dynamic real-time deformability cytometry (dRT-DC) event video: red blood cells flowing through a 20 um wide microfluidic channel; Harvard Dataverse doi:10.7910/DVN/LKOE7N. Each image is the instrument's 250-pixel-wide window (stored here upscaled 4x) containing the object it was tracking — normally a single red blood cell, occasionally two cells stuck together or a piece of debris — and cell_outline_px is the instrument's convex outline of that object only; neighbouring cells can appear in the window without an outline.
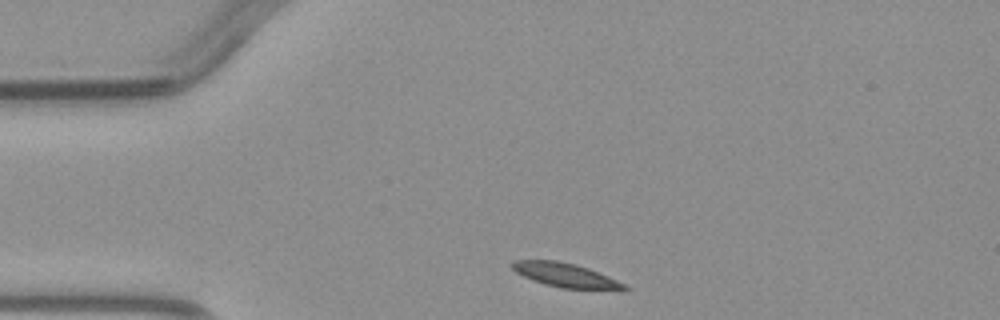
{"species": "common noctule bat (a hibernating species)", "species_latin": "Nyctalus noctula", "temperature_condition": "warm", "stored_images_in_passage": 1, "camera_frame_rate_fps": 3000, "um_per_image_px": 0.085, "animal": {"sex": "male", "body_mass_g": 23.1, "forearm_length_mm": 52.7}, "frame": {"image": 1, "passage_image": 1, "time_ms": 0.0, "image_size_px": [1000, 320], "cell_outline_px": [[632, 288], [564, 288], [544, 284], [532, 280], [516, 272], [508, 264], [512, 260], [556, 260], [576, 264], [588, 268], [616, 280]], "centroid_in_image_um": [47.92, 23.34], "position_along_channel_um": 37.1, "area_um2": 15.26}}